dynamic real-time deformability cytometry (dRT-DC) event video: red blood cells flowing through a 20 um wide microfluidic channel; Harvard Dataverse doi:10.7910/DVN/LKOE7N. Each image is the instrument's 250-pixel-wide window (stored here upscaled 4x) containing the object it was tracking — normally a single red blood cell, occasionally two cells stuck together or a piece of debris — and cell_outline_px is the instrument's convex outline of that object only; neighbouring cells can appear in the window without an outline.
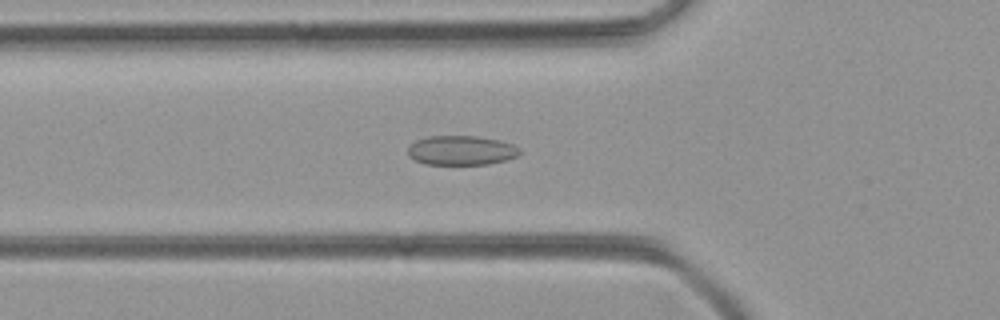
{"species": "common noctule bat (a hibernating species)", "species_latin": "Nyctalus noctula", "temperature_condition": "room temperature", "stored_images_in_passage": 24, "camera_frame_rate_fps": 3000, "um_per_image_px": 0.085, "animal": {"sex": "female", "body_mass_g": 21.9}, "frame": {"image": 1, "passage_image": 6, "time_ms": 1.667, "image_size_px": [1000, 320], "cell_outline_px": [[520, 152], [516, 156], [508, 160], [488, 164], [424, 164], [408, 156], [408, 148], [416, 140], [428, 136], [476, 136], [500, 140], [512, 144], [520, 148]], "centroid_in_image_um": [39.22, 12.78], "position_along_channel_um": 86.6, "area_um2": 19.19}}
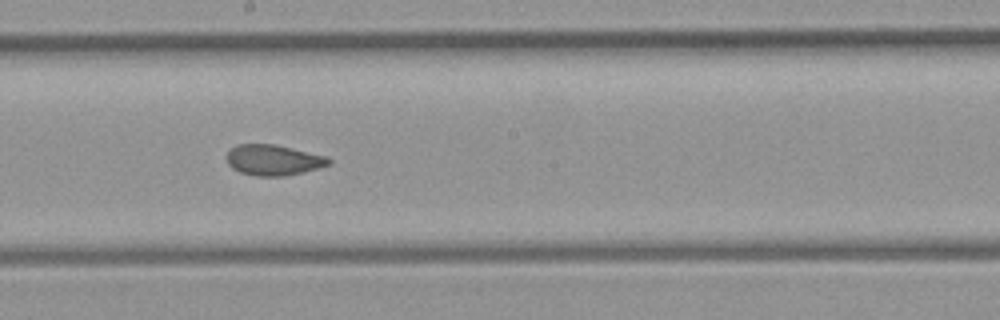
{"frame": {"image": 2, "passage_image": 16, "time_ms": 5.0, "image_size_px": [1000, 320], "cell_outline_px": [[332, 164], [304, 172], [284, 176], [256, 176], [240, 172], [232, 168], [228, 164], [228, 152], [236, 144], [276, 144], [328, 156], [332, 160]], "centroid_in_image_um": [23.29, 13.6], "position_along_channel_um": 224.9, "area_um2": 18.38}}
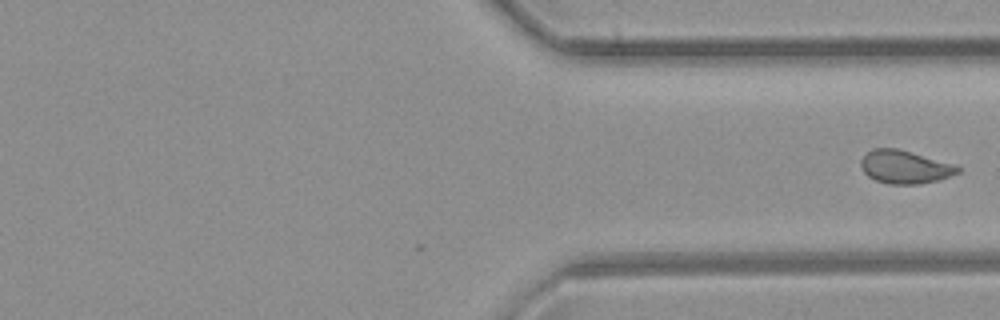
{"frame": {"image": 3, "passage_image": 24, "time_ms": 7.667, "image_size_px": [1000, 320], "cell_outline_px": [[960, 172], [936, 180], [920, 184], [888, 184], [876, 180], [868, 176], [864, 172], [860, 164], [860, 160], [872, 148], [896, 148], [956, 164], [960, 168]], "centroid_in_image_um": [76.9, 14.19], "position_along_channel_um": 334.5, "area_um2": 18.61}}